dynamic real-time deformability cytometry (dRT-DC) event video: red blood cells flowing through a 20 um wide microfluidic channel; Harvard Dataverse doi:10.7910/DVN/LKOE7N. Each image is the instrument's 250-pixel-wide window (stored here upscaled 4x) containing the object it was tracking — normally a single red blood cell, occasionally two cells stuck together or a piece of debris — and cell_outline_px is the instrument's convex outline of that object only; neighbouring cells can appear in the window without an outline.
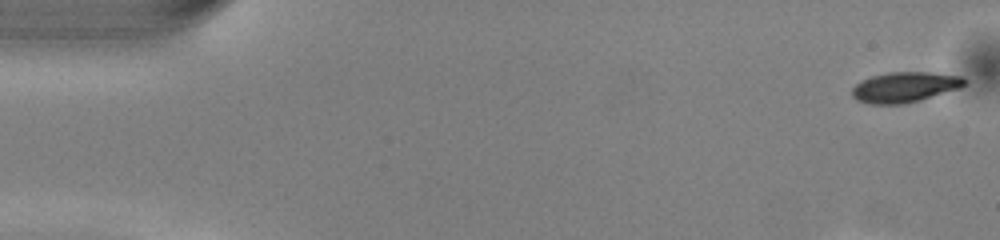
{"species": "common noctule bat (a hibernating species)", "species_latin": "Nyctalus noctula", "temperature_condition": "warm", "stored_images_in_passage": 50, "camera_frame_rate_fps": 3000, "um_per_image_px": 0.085, "animal": {"sex": "male", "body_mass_g": 13.0, "forearm_length_mm": 53.1}, "frame": {"image": 1, "passage_image": 1, "time_ms": 0.0, "image_size_px": [1000, 240], "cell_outline_px": [[968, 84], [960, 88], [920, 100], [900, 104], [872, 104], [856, 100], [852, 96], [852, 88], [856, 84], [872, 76], [888, 72], [932, 72], [964, 76], [968, 80]], "centroid_in_image_um": [76.97, 7.39], "position_along_channel_um": 8.0, "area_um2": 20.0}, "authors_computed_cell_mechanics": {"area_um2": 19.3919, "velocity_mm_per_s": 4.0304, "shape_relaxation_time_tau1_ms": 1.7255, "shape_relaxation_time_tau2_ms": null, "deformation_change_tau1": 0.0903, "deformation_change_tau2": null}}